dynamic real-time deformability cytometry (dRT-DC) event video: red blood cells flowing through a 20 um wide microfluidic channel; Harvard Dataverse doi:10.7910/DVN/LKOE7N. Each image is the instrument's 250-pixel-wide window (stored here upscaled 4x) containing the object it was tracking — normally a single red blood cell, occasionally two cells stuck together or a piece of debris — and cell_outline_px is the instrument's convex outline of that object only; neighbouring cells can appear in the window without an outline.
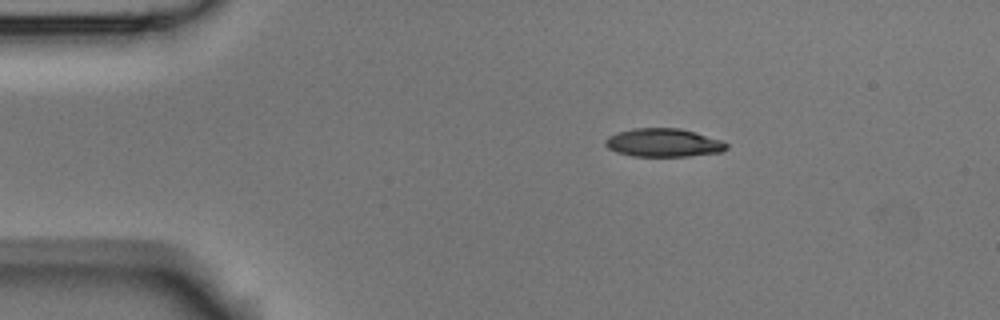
{"species": "Egyptian fruit bat (a non-hibernating species)", "species_latin": "Rousettus aegyptiacus", "temperature_condition": "room temperature", "stored_images_in_passage": 3, "camera_frame_rate_fps": 3000, "um_per_image_px": 0.085, "animal": {"sex": "male"}, "frame": {"image": 1, "passage_image": 2, "time_ms": 0.333, "image_size_px": [1000, 320], "cell_outline_px": [[728, 148], [720, 152], [688, 156], [632, 156], [616, 152], [608, 148], [604, 144], [604, 140], [608, 136], [632, 128], [680, 128], [696, 132], [724, 140], [728, 144]], "centroid_in_image_um": [56.41, 12.12], "position_along_channel_um": 28.6, "area_um2": 20.17}}